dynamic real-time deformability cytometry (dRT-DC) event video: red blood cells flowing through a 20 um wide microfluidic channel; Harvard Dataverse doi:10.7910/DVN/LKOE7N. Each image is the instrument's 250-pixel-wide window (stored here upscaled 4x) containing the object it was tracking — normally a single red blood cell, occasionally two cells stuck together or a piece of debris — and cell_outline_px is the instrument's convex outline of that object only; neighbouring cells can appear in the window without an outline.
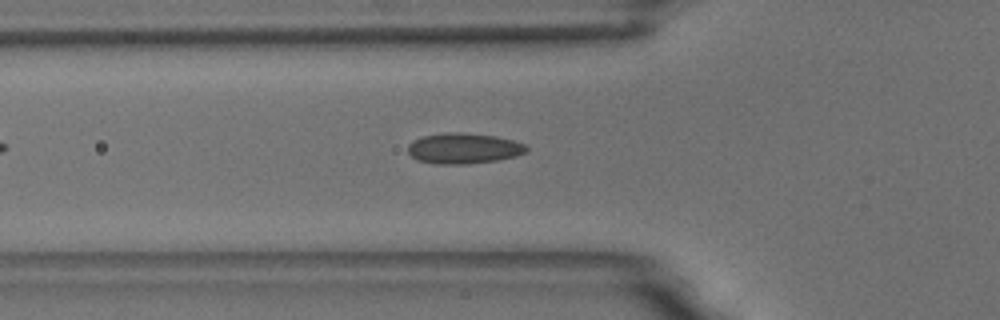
{"species": "common noctule bat (a hibernating species)", "species_latin": "Nyctalus noctula", "temperature_condition": "room temperature", "stored_images_in_passage": 47, "camera_frame_rate_fps": 3000, "um_per_image_px": 0.085, "animal": {"sex": "male", "body_mass_g": 18.8}, "frame": {"image": 1, "passage_image": 14, "time_ms": 4.333, "image_size_px": [1000, 320], "cell_outline_px": [[528, 148], [524, 152], [516, 156], [496, 160], [468, 164], [436, 164], [416, 160], [408, 152], [408, 144], [424, 136], [448, 132], [460, 132], [496, 136], [512, 140], [524, 144]], "centroid_in_image_um": [39.39, 12.62], "position_along_channel_um": 86.4, "area_um2": 20.98}}
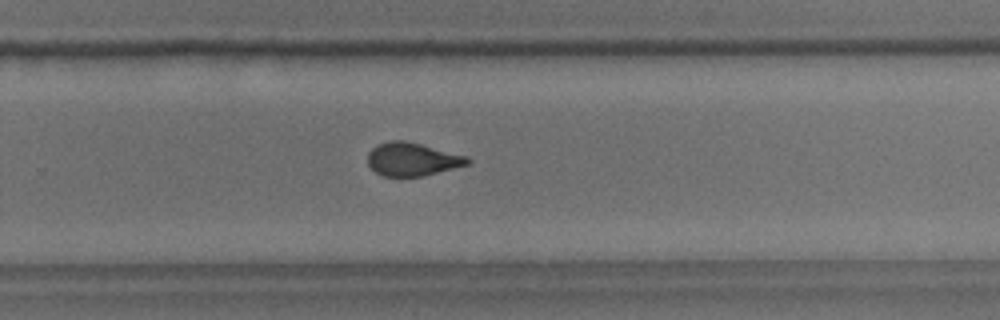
{"frame": {"image": 2, "passage_image": 32, "time_ms": 10.333, "image_size_px": [1000, 320], "cell_outline_px": [[472, 160], [468, 164], [424, 176], [384, 176], [376, 172], [368, 164], [368, 152], [376, 144], [392, 140], [404, 140], [468, 156]], "centroid_in_image_um": [35.04, 13.53], "position_along_channel_um": 294.8, "area_um2": 19.25}}
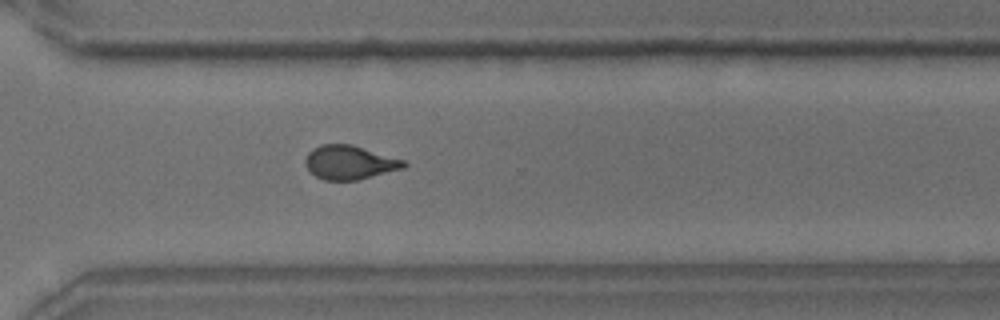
{"frame": {"image": 3, "passage_image": 36, "time_ms": 11.667, "image_size_px": [1000, 320], "cell_outline_px": [[408, 164], [404, 168], [360, 180], [324, 180], [316, 176], [308, 168], [304, 160], [308, 152], [320, 144], [352, 144], [404, 160]], "centroid_in_image_um": [29.73, 13.81], "position_along_channel_um": 340.9, "area_um2": 19.48}}